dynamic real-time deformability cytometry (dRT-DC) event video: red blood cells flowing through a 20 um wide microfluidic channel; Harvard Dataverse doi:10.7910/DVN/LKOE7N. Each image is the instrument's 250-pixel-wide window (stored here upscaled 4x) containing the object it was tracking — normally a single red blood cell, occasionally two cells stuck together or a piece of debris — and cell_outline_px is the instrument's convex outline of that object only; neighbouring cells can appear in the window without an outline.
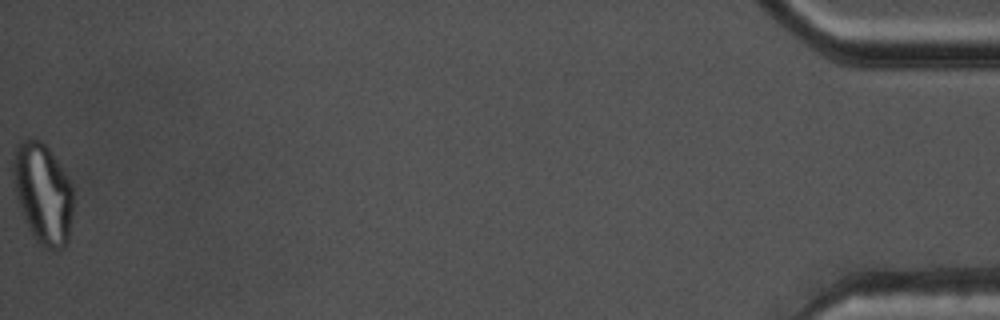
{"species": "common noctule bat (a hibernating species)", "species_latin": "Nyctalus noctula", "temperature_condition": "warm", "stored_images_in_passage": 53, "camera_frame_rate_fps": 3000, "um_per_image_px": 0.085, "animal": {"sex": "male", "body_mass_g": 17.5, "forearm_length_mm": 52.3}, "frame": {"image": 1, "passage_image": 53, "time_ms": 17.333, "image_size_px": [1000, 320], "cell_outline_px": [[72, 216], [68, 244], [64, 248], [48, 248], [40, 244], [36, 240], [28, 228], [24, 220], [16, 196], [12, 172], [12, 164], [16, 144], [20, 140], [28, 136], [40, 140], [48, 148], [68, 176], [72, 184]], "centroid_in_image_um": [3.63, 16.4], "position_along_channel_um": 431.6, "area_um2": 35.55}, "authors_computed_cell_mechanics": {"area_um2": 27.6284, "velocity_mm_per_s": 3.7754, "shape_relaxation_time_tau1_ms": null, "shape_relaxation_time_tau2_ms": 1.8826, "deformation_change_tau1": null, "deformation_change_tau2": 0.0862}}